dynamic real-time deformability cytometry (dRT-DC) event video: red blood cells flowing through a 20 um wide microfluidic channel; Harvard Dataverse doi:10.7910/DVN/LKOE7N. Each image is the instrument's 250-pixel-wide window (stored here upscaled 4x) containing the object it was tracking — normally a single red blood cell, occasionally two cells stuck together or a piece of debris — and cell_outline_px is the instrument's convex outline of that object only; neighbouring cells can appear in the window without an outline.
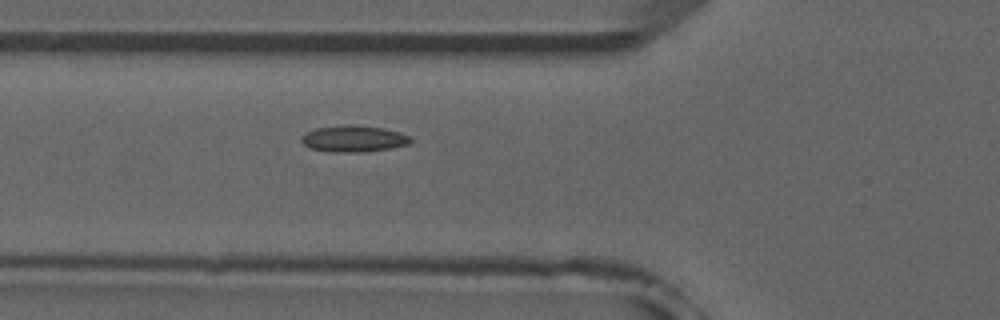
{"species": "common noctule bat (a hibernating species)", "species_latin": "Nyctalus noctula", "temperature_condition": "room temperature", "stored_images_in_passage": 3, "camera_frame_rate_fps": 3000, "um_per_image_px": 0.085, "animal": {"sex": "male", "forearm_length_mm": 52.5}, "frame": {"image": 1, "passage_image": 3, "time_ms": 2.333, "image_size_px": [1000, 320], "cell_outline_px": [[412, 140], [408, 144], [392, 148], [364, 152], [328, 152], [308, 148], [300, 140], [300, 136], [304, 132], [316, 128], [344, 124], [352, 124], [384, 128], [400, 132], [408, 136]], "centroid_in_image_um": [30.0, 11.79], "position_along_channel_um": 95.8, "area_um2": 17.17}}